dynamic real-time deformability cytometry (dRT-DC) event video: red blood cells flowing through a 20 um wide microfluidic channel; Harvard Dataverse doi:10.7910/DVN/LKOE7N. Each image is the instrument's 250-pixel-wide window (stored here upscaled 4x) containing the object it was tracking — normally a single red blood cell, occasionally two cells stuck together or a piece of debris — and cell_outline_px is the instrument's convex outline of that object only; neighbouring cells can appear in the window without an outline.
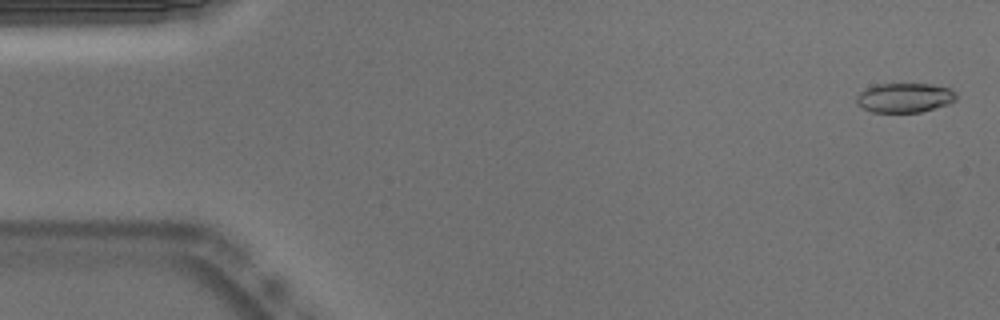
{"species": "Egyptian fruit bat (a non-hibernating species)", "species_latin": "Rousettus aegyptiacus", "temperature_condition": "warm", "stored_images_in_passage": 44, "camera_frame_rate_fps": 3000, "um_per_image_px": 0.085, "animal": {"sex": "male"}, "frame": {"image": 1, "passage_image": 2, "time_ms": 0.333, "image_size_px": [1000, 320], "cell_outline_px": [[956, 100], [948, 104], [920, 112], [872, 112], [856, 104], [856, 96], [864, 88], [876, 84], [932, 84], [948, 88], [956, 92]], "centroid_in_image_um": [76.87, 8.3], "position_along_channel_um": 8.1, "area_um2": 17.17}}
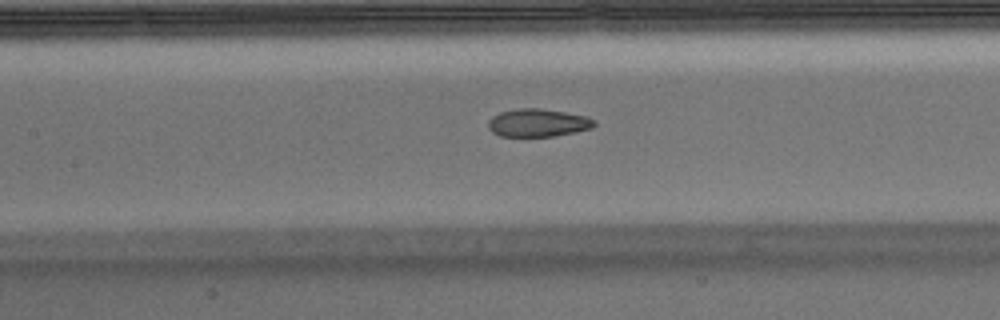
{"frame": {"image": 2, "passage_image": 24, "time_ms": 7.667, "image_size_px": [1000, 320], "cell_outline_px": [[596, 124], [592, 128], [576, 132], [552, 136], [500, 136], [492, 132], [488, 128], [488, 120], [492, 116], [500, 112], [516, 108], [540, 108], [564, 112], [584, 116], [596, 120]], "centroid_in_image_um": [45.7, 10.43], "position_along_channel_um": 161.7, "area_um2": 17.28}}
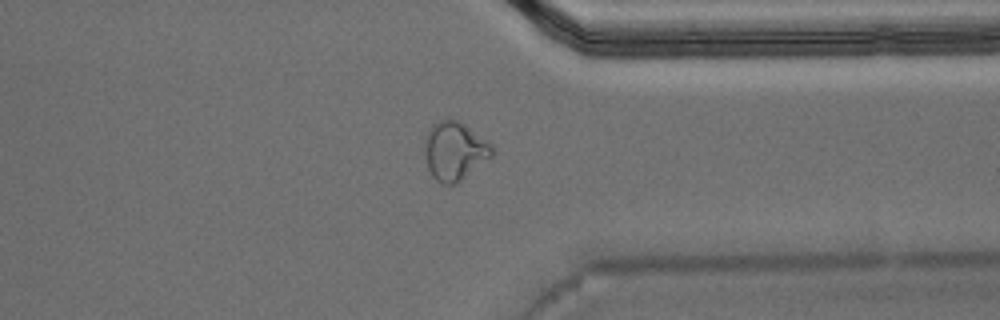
{"frame": {"image": 3, "passage_image": 41, "time_ms": 13.333, "image_size_px": [1000, 320], "cell_outline_px": [[492, 156], [456, 184], [444, 184], [436, 180], [432, 176], [428, 168], [428, 128], [432, 124], [444, 116], [448, 116], [460, 120], [488, 140], [492, 144]], "centroid_in_image_um": [38.69, 12.77], "position_along_channel_um": 372.7, "area_um2": 22.77}}